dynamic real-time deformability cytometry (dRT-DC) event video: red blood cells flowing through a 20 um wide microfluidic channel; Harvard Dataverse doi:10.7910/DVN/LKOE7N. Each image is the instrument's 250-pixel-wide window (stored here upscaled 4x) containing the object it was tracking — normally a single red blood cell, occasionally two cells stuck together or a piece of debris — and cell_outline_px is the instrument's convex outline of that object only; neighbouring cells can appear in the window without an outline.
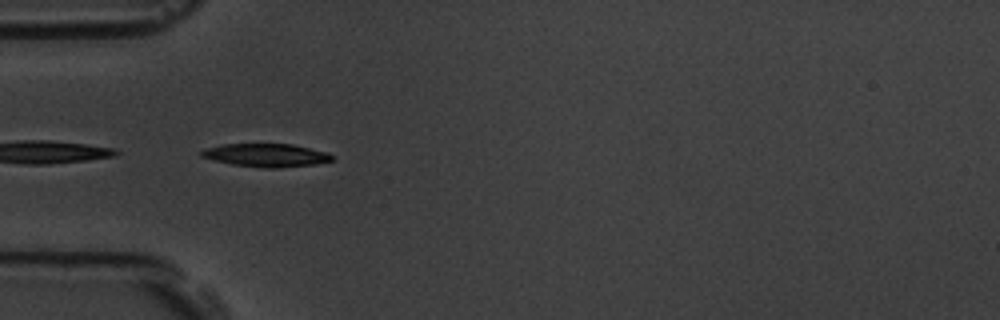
{"species": "common noctule bat (a hibernating species)", "species_latin": "Nyctalus noctula", "temperature_condition": "room temperature", "stored_images_in_passage": 10, "camera_frame_rate_fps": 3000, "um_per_image_px": 0.085, "animal": {"sex": "male", "body_mass_g": 19.5, "forearm_length_mm": 54.6}, "frame": {"image": 1, "passage_image": 1, "time_ms": 0.0, "image_size_px": [1000, 320], "cell_outline_px": [[336, 160], [312, 164], [276, 168], [264, 168], [232, 164], [200, 156], [200, 152], [204, 148], [220, 144], [292, 144], [328, 152], [336, 156]], "centroid_in_image_um": [22.66, 13.18], "position_along_channel_um": 62.3, "area_um2": 17.69}}
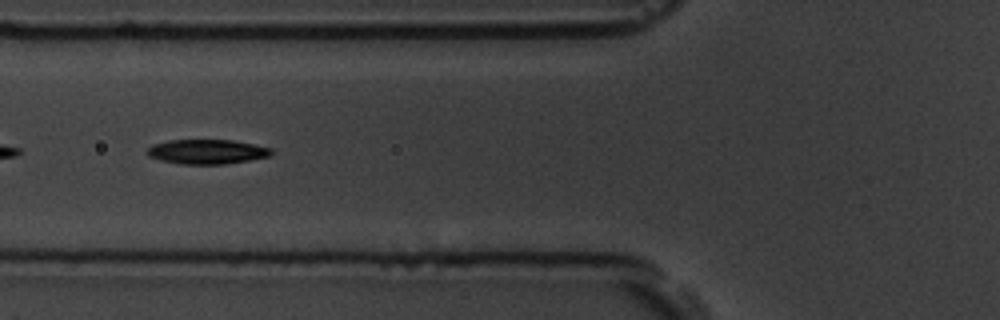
{"frame": {"image": 2, "passage_image": 5, "time_ms": 1.333, "image_size_px": [1000, 320], "cell_outline_px": [[272, 152], [268, 156], [228, 164], [180, 164], [160, 160], [148, 156], [144, 152], [152, 144], [168, 140], [232, 140], [272, 148]], "centroid_in_image_um": [17.53, 12.89], "position_along_channel_um": 108.3, "area_um2": 17.8}}